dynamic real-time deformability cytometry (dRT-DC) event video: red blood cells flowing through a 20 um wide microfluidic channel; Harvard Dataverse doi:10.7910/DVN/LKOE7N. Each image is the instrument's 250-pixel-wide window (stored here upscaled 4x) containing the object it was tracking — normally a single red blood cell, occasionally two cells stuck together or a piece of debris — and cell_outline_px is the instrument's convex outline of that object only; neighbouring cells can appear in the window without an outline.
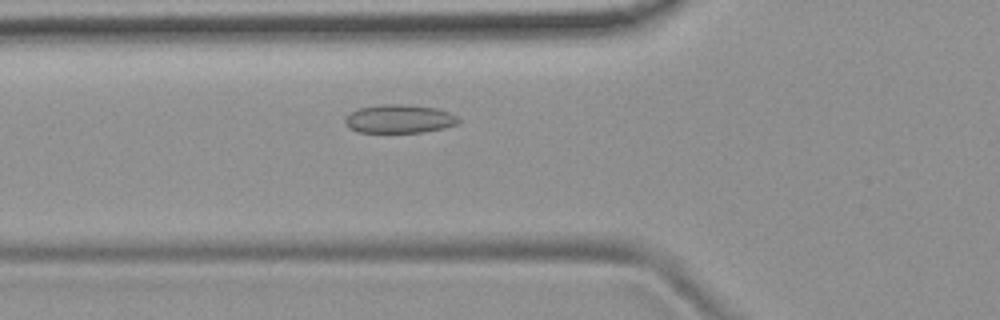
{"species": "common noctule bat (a hibernating species)", "species_latin": "Nyctalus noctula", "temperature_condition": "room temperature", "stored_images_in_passage": 46, "camera_frame_rate_fps": 3000, "um_per_image_px": 0.085, "animal": {"sex": "female", "body_mass_g": 19.9}, "frame": {"image": 1, "passage_image": 12, "time_ms": 3.667, "image_size_px": [1000, 320], "cell_outline_px": [[460, 120], [456, 124], [444, 128], [424, 132], [356, 132], [348, 128], [344, 120], [344, 116], [360, 108], [380, 104], [408, 104], [436, 108], [448, 112], [456, 116]], "centroid_in_image_um": [33.91, 10.1], "position_along_channel_um": 91.9, "area_um2": 18.9}}
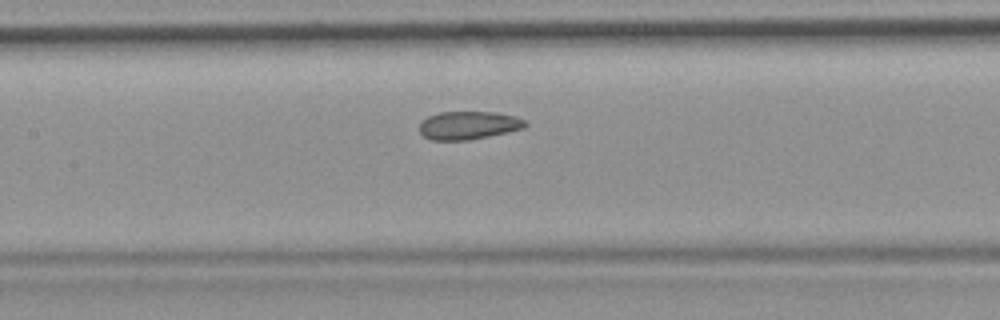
{"frame": {"image": 2, "passage_image": 18, "time_ms": 5.667, "image_size_px": [1000, 320], "cell_outline_px": [[528, 124], [524, 128], [508, 132], [468, 140], [432, 140], [424, 136], [420, 132], [420, 120], [428, 116], [440, 112], [496, 112], [516, 116], [524, 120]], "centroid_in_image_um": [39.82, 10.64], "position_along_channel_um": 167.6, "area_um2": 17.4}}
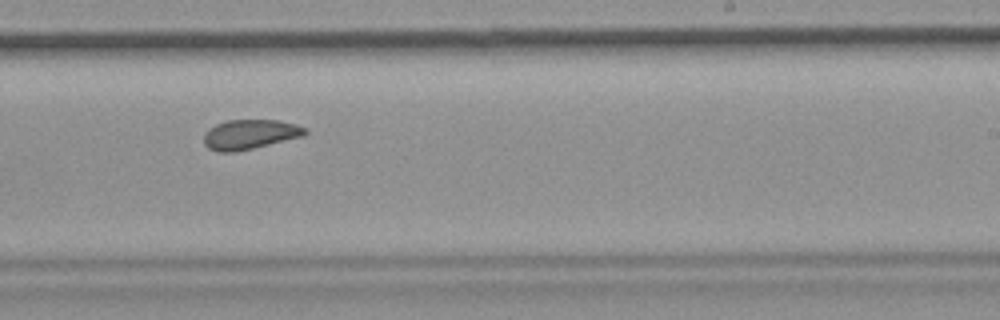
{"frame": {"image": 3, "passage_image": 26, "time_ms": 8.333, "image_size_px": [1000, 320], "cell_outline_px": [[308, 132], [304, 136], [252, 148], [232, 152], [216, 152], [208, 148], [204, 144], [204, 132], [208, 128], [216, 124], [228, 120], [280, 120], [296, 124], [308, 128]], "centroid_in_image_um": [21.24, 11.41], "position_along_channel_um": 267.8, "area_um2": 17.63}, "authors_computed_cell_mechanics": {"area_um2": 18.4382, "velocity_mm_per_s": 3.7738, "shape_relaxation_time_tau1_ms": null, "shape_relaxation_time_tau2_ms": 1.9978, "deformation_change_tau1": null, "deformation_change_tau2": 0.0769}}